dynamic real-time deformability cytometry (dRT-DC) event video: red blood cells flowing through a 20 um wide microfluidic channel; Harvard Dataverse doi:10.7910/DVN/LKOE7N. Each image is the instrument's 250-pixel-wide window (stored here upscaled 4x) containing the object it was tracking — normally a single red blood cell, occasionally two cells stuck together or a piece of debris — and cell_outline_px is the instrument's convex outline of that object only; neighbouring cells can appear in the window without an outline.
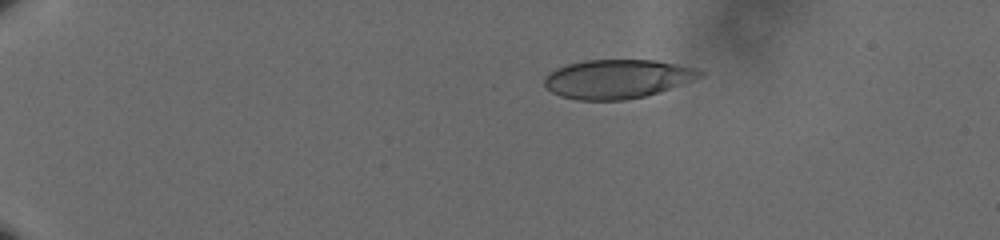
{"species": "human", "species_latin": "Homo sapiens", "temperature_condition": "cold", "stored_images_in_passage": 48, "camera_frame_rate_fps": 3000, "um_per_image_px": 0.085, "donor": {"sex": "male"}, "frame": {"image": 1, "passage_image": 1, "time_ms": 0.0, "image_size_px": [1000, 240], "cell_outline_px": [[704, 76], [660, 92], [644, 96], [624, 100], [576, 100], [560, 96], [552, 92], [544, 84], [544, 76], [548, 72], [556, 68], [568, 64], [584, 60], [656, 60], [696, 68], [704, 72]], "centroid_in_image_um": [52.46, 6.71], "position_along_channel_um": 32.5, "area_um2": 35.43}}
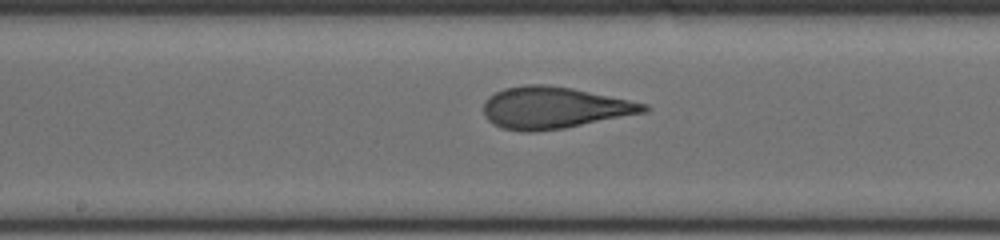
{"frame": {"image": 2, "passage_image": 23, "time_ms": 7.333, "image_size_px": [1000, 240], "cell_outline_px": [[652, 108], [648, 112], [564, 128], [532, 132], [524, 132], [504, 128], [488, 120], [484, 112], [484, 100], [488, 96], [504, 88], [528, 84], [544, 84], [572, 88], [648, 104]], "centroid_in_image_um": [47.12, 9.15], "position_along_channel_um": 201.1, "area_um2": 38.9}}
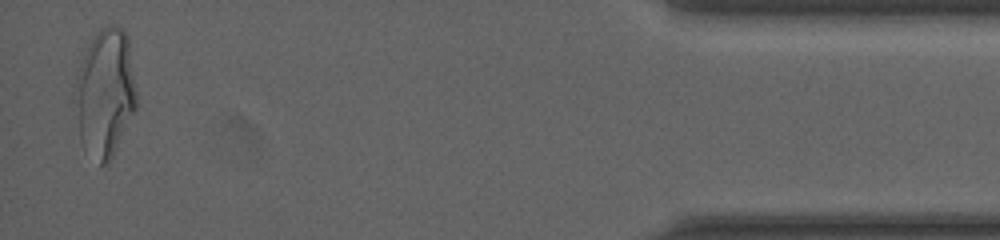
{"frame": {"image": 3, "passage_image": 47, "time_ms": 15.333, "image_size_px": [1000, 240], "cell_outline_px": [[136, 108], [108, 164], [100, 164], [80, 140], [72, 92], [76, 72], [88, 44], [92, 36], [100, 28], [108, 24], [112, 24], [120, 28], [128, 36], [136, 92]], "centroid_in_image_um": [8.9, 7.83], "position_along_channel_um": 426.3, "area_um2": 46.01}, "authors_computed_cell_mechanics": {"area_um2": 37.9746, "velocity_mm_per_s": 3.6095, "shape_relaxation_time_tau1_ms": 7.9744, "shape_relaxation_time_tau2_ms": 0.8023, "deformation_change_tau1": 0.2402, "deformation_change_tau2": 0.0813}}